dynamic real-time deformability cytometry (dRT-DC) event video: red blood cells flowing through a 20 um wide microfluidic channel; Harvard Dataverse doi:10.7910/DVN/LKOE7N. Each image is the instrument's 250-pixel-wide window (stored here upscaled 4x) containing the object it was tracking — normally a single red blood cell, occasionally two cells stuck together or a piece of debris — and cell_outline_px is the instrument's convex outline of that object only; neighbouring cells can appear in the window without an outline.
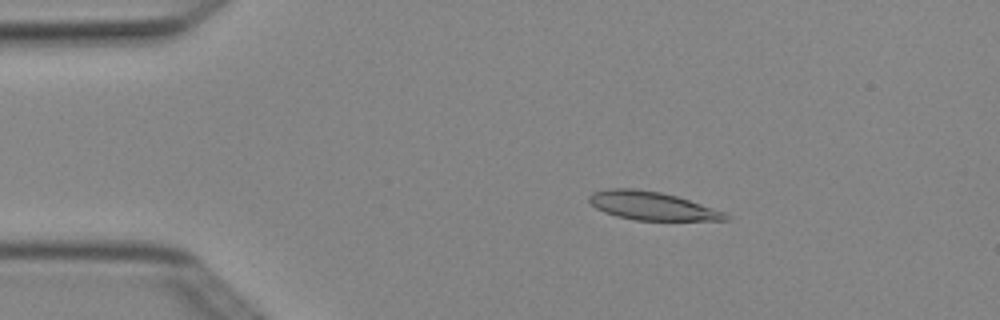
{"species": "Egyptian fruit bat (a non-hibernating species)", "species_latin": "Rousettus aegyptiacus", "temperature_condition": "cold", "stored_images_in_passage": 5, "camera_frame_rate_fps": 3000, "um_per_image_px": 0.085, "animal": {"sex": "female"}, "frame": {"image": 1, "passage_image": 3, "time_ms": 0.667, "image_size_px": [1000, 320], "cell_outline_px": [[732, 216], [728, 220], [636, 220], [616, 216], [604, 212], [596, 208], [588, 200], [588, 196], [592, 192], [608, 188], [632, 188], [660, 192], [676, 196], [724, 212]], "centroid_in_image_um": [55.37, 17.49], "position_along_channel_um": 29.6, "area_um2": 22.37}}
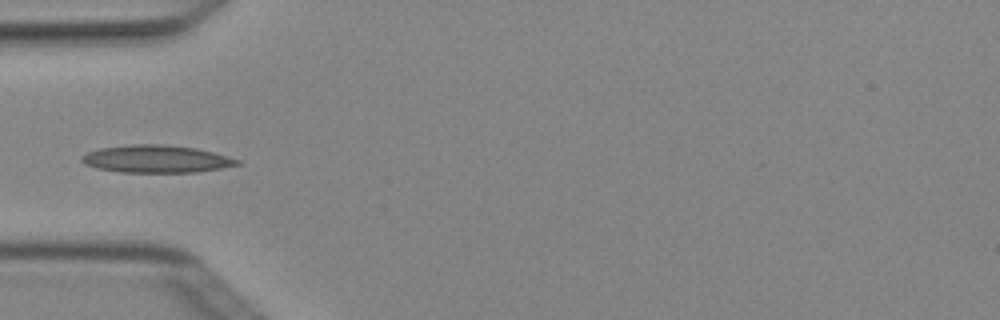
{"frame": {"image": 2, "passage_image": 5, "time_ms": 1.333, "image_size_px": [1000, 320], "cell_outline_px": [[240, 164], [220, 168], [196, 172], [120, 172], [96, 168], [84, 164], [80, 160], [80, 156], [88, 152], [100, 148], [132, 144], [160, 144], [196, 148], [212, 152], [240, 160]], "centroid_in_image_um": [13.23, 13.51], "position_along_channel_um": 71.8, "area_um2": 24.8}}